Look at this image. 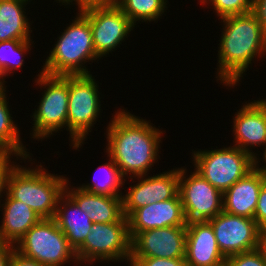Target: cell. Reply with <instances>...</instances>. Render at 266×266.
Instances as JSON below:
<instances>
[{
  "instance_id": "1",
  "label": "cell",
  "mask_w": 266,
  "mask_h": 266,
  "mask_svg": "<svg viewBox=\"0 0 266 266\" xmlns=\"http://www.w3.org/2000/svg\"><path fill=\"white\" fill-rule=\"evenodd\" d=\"M114 113L106 127L105 152L116 163L122 176L135 183L133 177L149 175L152 166L158 162L163 131L153 126L150 120L135 116L124 108Z\"/></svg>"
},
{
  "instance_id": "2",
  "label": "cell",
  "mask_w": 266,
  "mask_h": 266,
  "mask_svg": "<svg viewBox=\"0 0 266 266\" xmlns=\"http://www.w3.org/2000/svg\"><path fill=\"white\" fill-rule=\"evenodd\" d=\"M218 50L217 82L235 87L249 65L266 55V31L252 12L224 17Z\"/></svg>"
},
{
  "instance_id": "3",
  "label": "cell",
  "mask_w": 266,
  "mask_h": 266,
  "mask_svg": "<svg viewBox=\"0 0 266 266\" xmlns=\"http://www.w3.org/2000/svg\"><path fill=\"white\" fill-rule=\"evenodd\" d=\"M75 17L57 37L41 72L53 76L90 75L85 63L100 60L94 49L89 19L81 11Z\"/></svg>"
},
{
  "instance_id": "4",
  "label": "cell",
  "mask_w": 266,
  "mask_h": 266,
  "mask_svg": "<svg viewBox=\"0 0 266 266\" xmlns=\"http://www.w3.org/2000/svg\"><path fill=\"white\" fill-rule=\"evenodd\" d=\"M24 166L17 165L12 170L7 193L26 203L41 218H54L69 178L47 172L41 163L34 168Z\"/></svg>"
},
{
  "instance_id": "5",
  "label": "cell",
  "mask_w": 266,
  "mask_h": 266,
  "mask_svg": "<svg viewBox=\"0 0 266 266\" xmlns=\"http://www.w3.org/2000/svg\"><path fill=\"white\" fill-rule=\"evenodd\" d=\"M97 82L92 74L69 76L67 131L73 149L85 144L87 135L100 116L101 93Z\"/></svg>"
},
{
  "instance_id": "6",
  "label": "cell",
  "mask_w": 266,
  "mask_h": 266,
  "mask_svg": "<svg viewBox=\"0 0 266 266\" xmlns=\"http://www.w3.org/2000/svg\"><path fill=\"white\" fill-rule=\"evenodd\" d=\"M34 81L41 90L46 88L32 115L31 138L42 142L63 128L67 130L69 76H53L40 71Z\"/></svg>"
},
{
  "instance_id": "7",
  "label": "cell",
  "mask_w": 266,
  "mask_h": 266,
  "mask_svg": "<svg viewBox=\"0 0 266 266\" xmlns=\"http://www.w3.org/2000/svg\"><path fill=\"white\" fill-rule=\"evenodd\" d=\"M195 170L213 187L224 193L256 166V159L235 146L194 150Z\"/></svg>"
},
{
  "instance_id": "8",
  "label": "cell",
  "mask_w": 266,
  "mask_h": 266,
  "mask_svg": "<svg viewBox=\"0 0 266 266\" xmlns=\"http://www.w3.org/2000/svg\"><path fill=\"white\" fill-rule=\"evenodd\" d=\"M14 249L43 266H64L71 260L78 265L74 249L54 218H41L14 245Z\"/></svg>"
},
{
  "instance_id": "9",
  "label": "cell",
  "mask_w": 266,
  "mask_h": 266,
  "mask_svg": "<svg viewBox=\"0 0 266 266\" xmlns=\"http://www.w3.org/2000/svg\"><path fill=\"white\" fill-rule=\"evenodd\" d=\"M84 243L75 251L78 264L124 262L129 266L131 236L128 218L112 223H93ZM87 262V263H86Z\"/></svg>"
},
{
  "instance_id": "10",
  "label": "cell",
  "mask_w": 266,
  "mask_h": 266,
  "mask_svg": "<svg viewBox=\"0 0 266 266\" xmlns=\"http://www.w3.org/2000/svg\"><path fill=\"white\" fill-rule=\"evenodd\" d=\"M179 167V190L186 222L209 221L223 211V193L194 170ZM187 177V178H186Z\"/></svg>"
},
{
  "instance_id": "11",
  "label": "cell",
  "mask_w": 266,
  "mask_h": 266,
  "mask_svg": "<svg viewBox=\"0 0 266 266\" xmlns=\"http://www.w3.org/2000/svg\"><path fill=\"white\" fill-rule=\"evenodd\" d=\"M81 12L89 19L94 49L100 59L116 51L135 27L118 6L91 7Z\"/></svg>"
},
{
  "instance_id": "12",
  "label": "cell",
  "mask_w": 266,
  "mask_h": 266,
  "mask_svg": "<svg viewBox=\"0 0 266 266\" xmlns=\"http://www.w3.org/2000/svg\"><path fill=\"white\" fill-rule=\"evenodd\" d=\"M208 222L225 258L260 247L261 229L254 219L222 211Z\"/></svg>"
},
{
  "instance_id": "13",
  "label": "cell",
  "mask_w": 266,
  "mask_h": 266,
  "mask_svg": "<svg viewBox=\"0 0 266 266\" xmlns=\"http://www.w3.org/2000/svg\"><path fill=\"white\" fill-rule=\"evenodd\" d=\"M186 226L138 232L131 239L130 257L185 258Z\"/></svg>"
},
{
  "instance_id": "14",
  "label": "cell",
  "mask_w": 266,
  "mask_h": 266,
  "mask_svg": "<svg viewBox=\"0 0 266 266\" xmlns=\"http://www.w3.org/2000/svg\"><path fill=\"white\" fill-rule=\"evenodd\" d=\"M232 129L235 141L232 145L261 161L252 148L265 145L263 152L266 150V99L245 102L233 117Z\"/></svg>"
},
{
  "instance_id": "15",
  "label": "cell",
  "mask_w": 266,
  "mask_h": 266,
  "mask_svg": "<svg viewBox=\"0 0 266 266\" xmlns=\"http://www.w3.org/2000/svg\"><path fill=\"white\" fill-rule=\"evenodd\" d=\"M128 223L131 239L138 232L149 229L186 226L187 222L179 193L174 198L136 209L128 217Z\"/></svg>"
},
{
  "instance_id": "16",
  "label": "cell",
  "mask_w": 266,
  "mask_h": 266,
  "mask_svg": "<svg viewBox=\"0 0 266 266\" xmlns=\"http://www.w3.org/2000/svg\"><path fill=\"white\" fill-rule=\"evenodd\" d=\"M185 261L186 266H225L226 258L208 221L187 223Z\"/></svg>"
},
{
  "instance_id": "17",
  "label": "cell",
  "mask_w": 266,
  "mask_h": 266,
  "mask_svg": "<svg viewBox=\"0 0 266 266\" xmlns=\"http://www.w3.org/2000/svg\"><path fill=\"white\" fill-rule=\"evenodd\" d=\"M256 166L243 178L223 193V211L232 215L254 219V213L262 184L266 181V170Z\"/></svg>"
},
{
  "instance_id": "18",
  "label": "cell",
  "mask_w": 266,
  "mask_h": 266,
  "mask_svg": "<svg viewBox=\"0 0 266 266\" xmlns=\"http://www.w3.org/2000/svg\"><path fill=\"white\" fill-rule=\"evenodd\" d=\"M70 185L68 180L65 193L88 214L93 223H112L124 217L122 196L93 194Z\"/></svg>"
},
{
  "instance_id": "19",
  "label": "cell",
  "mask_w": 266,
  "mask_h": 266,
  "mask_svg": "<svg viewBox=\"0 0 266 266\" xmlns=\"http://www.w3.org/2000/svg\"><path fill=\"white\" fill-rule=\"evenodd\" d=\"M4 196L5 201L0 204L3 214L0 221V240L15 245L41 217L26 203L13 199L8 193Z\"/></svg>"
},
{
  "instance_id": "20",
  "label": "cell",
  "mask_w": 266,
  "mask_h": 266,
  "mask_svg": "<svg viewBox=\"0 0 266 266\" xmlns=\"http://www.w3.org/2000/svg\"><path fill=\"white\" fill-rule=\"evenodd\" d=\"M79 206L64 193L58 201L54 220L76 251L91 232L93 222Z\"/></svg>"
},
{
  "instance_id": "21",
  "label": "cell",
  "mask_w": 266,
  "mask_h": 266,
  "mask_svg": "<svg viewBox=\"0 0 266 266\" xmlns=\"http://www.w3.org/2000/svg\"><path fill=\"white\" fill-rule=\"evenodd\" d=\"M32 0H0V42L33 40L26 5ZM31 24V25H30Z\"/></svg>"
},
{
  "instance_id": "22",
  "label": "cell",
  "mask_w": 266,
  "mask_h": 266,
  "mask_svg": "<svg viewBox=\"0 0 266 266\" xmlns=\"http://www.w3.org/2000/svg\"><path fill=\"white\" fill-rule=\"evenodd\" d=\"M6 91V87L0 91V146L6 152H14L21 155L28 160L27 162L33 161L31 153L27 151L26 145L21 140L20 130L15 124L16 121H13L11 116L12 113H10L11 109L8 107L9 101L7 100L9 99H7Z\"/></svg>"
},
{
  "instance_id": "23",
  "label": "cell",
  "mask_w": 266,
  "mask_h": 266,
  "mask_svg": "<svg viewBox=\"0 0 266 266\" xmlns=\"http://www.w3.org/2000/svg\"><path fill=\"white\" fill-rule=\"evenodd\" d=\"M109 162L101 164L97 170H100L101 176L99 177L93 176V181L87 184H82L78 186L83 191H87L93 194H101V195H108V196H122V187L125 184L124 177L122 176L118 166L113 161V159L107 155ZM102 167V168H101ZM98 172V171H97ZM95 172V173H97ZM100 174V173H99ZM104 176V177H103Z\"/></svg>"
},
{
  "instance_id": "24",
  "label": "cell",
  "mask_w": 266,
  "mask_h": 266,
  "mask_svg": "<svg viewBox=\"0 0 266 266\" xmlns=\"http://www.w3.org/2000/svg\"><path fill=\"white\" fill-rule=\"evenodd\" d=\"M168 0H121L118 7L134 25L156 21L168 9ZM166 8V9H165Z\"/></svg>"
},
{
  "instance_id": "25",
  "label": "cell",
  "mask_w": 266,
  "mask_h": 266,
  "mask_svg": "<svg viewBox=\"0 0 266 266\" xmlns=\"http://www.w3.org/2000/svg\"><path fill=\"white\" fill-rule=\"evenodd\" d=\"M32 40H7L0 42V78L6 83L9 74L12 75L16 69H22L24 56L32 49ZM14 69V70H13Z\"/></svg>"
},
{
  "instance_id": "26",
  "label": "cell",
  "mask_w": 266,
  "mask_h": 266,
  "mask_svg": "<svg viewBox=\"0 0 266 266\" xmlns=\"http://www.w3.org/2000/svg\"><path fill=\"white\" fill-rule=\"evenodd\" d=\"M179 190V168L176 167L163 173L151 176V204L174 198Z\"/></svg>"
},
{
  "instance_id": "27",
  "label": "cell",
  "mask_w": 266,
  "mask_h": 266,
  "mask_svg": "<svg viewBox=\"0 0 266 266\" xmlns=\"http://www.w3.org/2000/svg\"><path fill=\"white\" fill-rule=\"evenodd\" d=\"M137 183L129 186L126 194L122 195L123 213L127 218L141 207L151 204L150 176L133 177Z\"/></svg>"
},
{
  "instance_id": "28",
  "label": "cell",
  "mask_w": 266,
  "mask_h": 266,
  "mask_svg": "<svg viewBox=\"0 0 266 266\" xmlns=\"http://www.w3.org/2000/svg\"><path fill=\"white\" fill-rule=\"evenodd\" d=\"M199 2L202 5L207 3L212 5L219 19L252 11V0H200Z\"/></svg>"
},
{
  "instance_id": "29",
  "label": "cell",
  "mask_w": 266,
  "mask_h": 266,
  "mask_svg": "<svg viewBox=\"0 0 266 266\" xmlns=\"http://www.w3.org/2000/svg\"><path fill=\"white\" fill-rule=\"evenodd\" d=\"M225 266H266V258L259 247L226 258Z\"/></svg>"
},
{
  "instance_id": "30",
  "label": "cell",
  "mask_w": 266,
  "mask_h": 266,
  "mask_svg": "<svg viewBox=\"0 0 266 266\" xmlns=\"http://www.w3.org/2000/svg\"><path fill=\"white\" fill-rule=\"evenodd\" d=\"M15 156L16 158H13ZM24 160L26 162L25 158L22 157L21 155H18L17 153L14 152H5L1 157H0V204H1V197H3V194L6 192L7 193V188H8V179L9 176L12 172V170L18 165L14 160ZM21 158V159H20ZM12 161V162H11ZM2 194V195H1Z\"/></svg>"
},
{
  "instance_id": "31",
  "label": "cell",
  "mask_w": 266,
  "mask_h": 266,
  "mask_svg": "<svg viewBox=\"0 0 266 266\" xmlns=\"http://www.w3.org/2000/svg\"><path fill=\"white\" fill-rule=\"evenodd\" d=\"M129 266H186L185 258L130 257Z\"/></svg>"
},
{
  "instance_id": "32",
  "label": "cell",
  "mask_w": 266,
  "mask_h": 266,
  "mask_svg": "<svg viewBox=\"0 0 266 266\" xmlns=\"http://www.w3.org/2000/svg\"><path fill=\"white\" fill-rule=\"evenodd\" d=\"M73 1L75 3H73ZM121 0H56L55 2L61 3L64 6L69 5L78 6V11H83L91 7H104V6H118Z\"/></svg>"
},
{
  "instance_id": "33",
  "label": "cell",
  "mask_w": 266,
  "mask_h": 266,
  "mask_svg": "<svg viewBox=\"0 0 266 266\" xmlns=\"http://www.w3.org/2000/svg\"><path fill=\"white\" fill-rule=\"evenodd\" d=\"M254 220L261 230L266 229V181L260 189Z\"/></svg>"
},
{
  "instance_id": "34",
  "label": "cell",
  "mask_w": 266,
  "mask_h": 266,
  "mask_svg": "<svg viewBox=\"0 0 266 266\" xmlns=\"http://www.w3.org/2000/svg\"><path fill=\"white\" fill-rule=\"evenodd\" d=\"M251 12L266 31V0H252Z\"/></svg>"
},
{
  "instance_id": "35",
  "label": "cell",
  "mask_w": 266,
  "mask_h": 266,
  "mask_svg": "<svg viewBox=\"0 0 266 266\" xmlns=\"http://www.w3.org/2000/svg\"><path fill=\"white\" fill-rule=\"evenodd\" d=\"M10 266H43L38 263L34 259L27 258L13 249L11 258H10Z\"/></svg>"
},
{
  "instance_id": "36",
  "label": "cell",
  "mask_w": 266,
  "mask_h": 266,
  "mask_svg": "<svg viewBox=\"0 0 266 266\" xmlns=\"http://www.w3.org/2000/svg\"><path fill=\"white\" fill-rule=\"evenodd\" d=\"M14 245L0 240V266H10V258Z\"/></svg>"
},
{
  "instance_id": "37",
  "label": "cell",
  "mask_w": 266,
  "mask_h": 266,
  "mask_svg": "<svg viewBox=\"0 0 266 266\" xmlns=\"http://www.w3.org/2000/svg\"><path fill=\"white\" fill-rule=\"evenodd\" d=\"M260 248L263 251L265 258H266V229L261 230Z\"/></svg>"
},
{
  "instance_id": "38",
  "label": "cell",
  "mask_w": 266,
  "mask_h": 266,
  "mask_svg": "<svg viewBox=\"0 0 266 266\" xmlns=\"http://www.w3.org/2000/svg\"><path fill=\"white\" fill-rule=\"evenodd\" d=\"M263 156V160H262V162H264V164L266 163V150L263 152V154H262ZM261 168H263L264 170H266V164L265 165H263Z\"/></svg>"
},
{
  "instance_id": "39",
  "label": "cell",
  "mask_w": 266,
  "mask_h": 266,
  "mask_svg": "<svg viewBox=\"0 0 266 266\" xmlns=\"http://www.w3.org/2000/svg\"><path fill=\"white\" fill-rule=\"evenodd\" d=\"M5 87L7 86H5V83L0 78V91H2Z\"/></svg>"
},
{
  "instance_id": "40",
  "label": "cell",
  "mask_w": 266,
  "mask_h": 266,
  "mask_svg": "<svg viewBox=\"0 0 266 266\" xmlns=\"http://www.w3.org/2000/svg\"><path fill=\"white\" fill-rule=\"evenodd\" d=\"M6 151L0 146V157L5 153Z\"/></svg>"
}]
</instances>
